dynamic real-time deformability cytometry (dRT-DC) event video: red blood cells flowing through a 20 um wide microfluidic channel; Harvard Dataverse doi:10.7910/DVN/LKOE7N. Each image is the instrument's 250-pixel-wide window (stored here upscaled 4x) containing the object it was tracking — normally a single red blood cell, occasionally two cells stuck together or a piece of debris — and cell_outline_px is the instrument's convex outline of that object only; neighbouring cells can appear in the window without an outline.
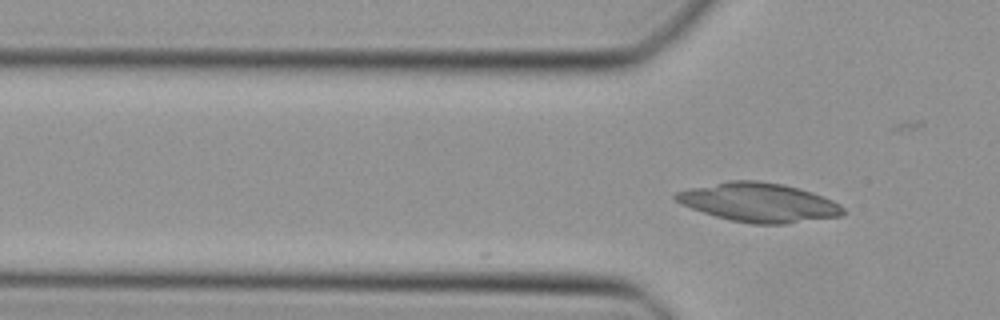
{"species": "Egyptian fruit bat (a non-hibernating species)", "species_latin": "Rousettus aegyptiacus", "temperature_condition": "cold", "stored_images_in_passage": 6, "camera_frame_rate_fps": 3000, "um_per_image_px": 0.085, "animal": {"sex": "female"}, "frame": {"image": 1, "passage_image": 6, "time_ms": 1.667, "image_size_px": [1000, 320], "cell_outline_px": [[844, 212], [840, 216], [788, 224], [752, 224], [732, 220], [716, 216], [680, 204], [672, 196], [676, 192], [692, 188], [732, 180], [756, 180], [784, 184], [800, 188], [812, 192], [832, 200], [840, 204], [844, 208]], "centroid_in_image_um": [64.53, 17.21], "position_along_channel_um": 61.3, "area_um2": 37.86}}